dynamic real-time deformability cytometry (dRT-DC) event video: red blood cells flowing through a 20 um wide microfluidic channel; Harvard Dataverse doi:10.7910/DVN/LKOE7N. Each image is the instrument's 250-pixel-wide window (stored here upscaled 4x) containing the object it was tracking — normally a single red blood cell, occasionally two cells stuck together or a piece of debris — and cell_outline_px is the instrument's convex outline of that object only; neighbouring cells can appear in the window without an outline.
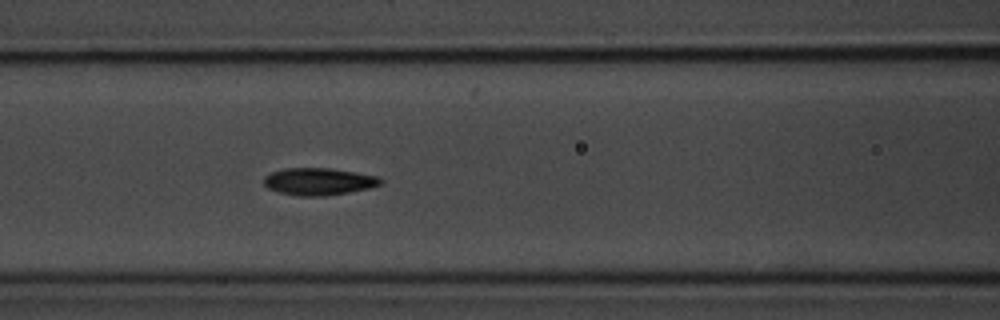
{"species": "common noctule bat (a hibernating species)", "species_latin": "Nyctalus noctula", "temperature_condition": "room temperature", "stored_images_in_passage": 4, "camera_frame_rate_fps": 3000, "um_per_image_px": 0.085, "animal": {"sex": "male", "body_mass_g": 20.1, "forearm_length_mm": 53.5}, "frame": {"image": 1, "passage_image": 4, "time_ms": 3.333, "image_size_px": [1000, 320], "cell_outline_px": [[384, 180], [380, 184], [368, 188], [348, 192], [324, 196], [296, 196], [276, 192], [268, 188], [264, 184], [264, 176], [272, 172], [284, 168], [328, 168], [356, 172], [376, 176]], "centroid_in_image_um": [27.05, 15.43], "position_along_channel_um": 139.6, "area_um2": 18.5}}